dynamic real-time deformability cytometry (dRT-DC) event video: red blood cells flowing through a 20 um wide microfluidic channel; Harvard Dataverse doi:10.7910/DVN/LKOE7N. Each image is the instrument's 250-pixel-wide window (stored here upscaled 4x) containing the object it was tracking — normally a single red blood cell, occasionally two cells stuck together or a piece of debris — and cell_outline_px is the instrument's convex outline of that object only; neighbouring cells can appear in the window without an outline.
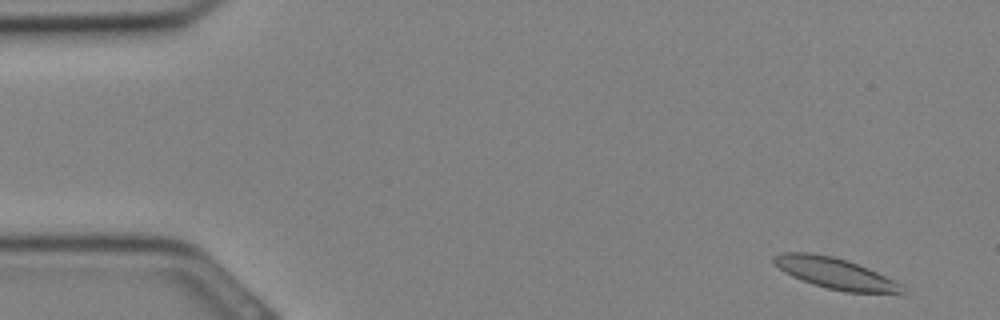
{"species": "Egyptian fruit bat (a non-hibernating species)", "species_latin": "Rousettus aegyptiacus", "temperature_condition": "cold", "stored_images_in_passage": 9, "camera_frame_rate_fps": 3000, "um_per_image_px": 0.085, "animal": {"sex": "female"}, "frame": {"image": 1, "passage_image": 2, "time_ms": 0.333, "image_size_px": [1000, 320], "cell_outline_px": [[904, 296], [844, 292], [812, 284], [792, 276], [784, 272], [772, 260], [772, 256], [784, 252], [808, 252], [832, 256], [848, 260], [868, 268], [900, 284]], "centroid_in_image_um": [71.04, 23.27], "position_along_channel_um": 14.0, "area_um2": 23.47}}